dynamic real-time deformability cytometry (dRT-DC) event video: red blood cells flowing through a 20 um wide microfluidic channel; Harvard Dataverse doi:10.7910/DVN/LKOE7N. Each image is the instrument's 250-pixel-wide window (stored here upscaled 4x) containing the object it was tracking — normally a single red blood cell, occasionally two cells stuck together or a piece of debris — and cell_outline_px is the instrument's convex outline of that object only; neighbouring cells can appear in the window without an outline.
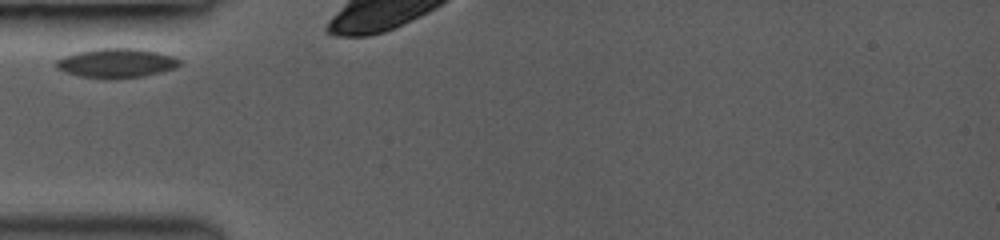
{"species": "common noctule bat (a hibernating species)", "species_latin": "Nyctalus noctula", "temperature_condition": "room temperature", "stored_images_in_passage": 6, "camera_frame_rate_fps": 3000, "um_per_image_px": 0.085, "animal": {"sex": "female", "body_mass_g": 19.0, "forearm_length_mm": 53.3}, "frame": {"image": 1, "passage_image": 2, "time_ms": 1.0, "image_size_px": [1000, 240], "cell_outline_px": [[180, 64], [176, 68], [144, 76], [108, 80], [80, 76], [64, 72], [56, 68], [56, 60], [64, 56], [76, 52], [100, 48], [136, 48], [160, 52], [176, 56], [180, 60]], "centroid_in_image_um": [9.91, 5.37], "position_along_channel_um": 75.1, "area_um2": 21.44}}